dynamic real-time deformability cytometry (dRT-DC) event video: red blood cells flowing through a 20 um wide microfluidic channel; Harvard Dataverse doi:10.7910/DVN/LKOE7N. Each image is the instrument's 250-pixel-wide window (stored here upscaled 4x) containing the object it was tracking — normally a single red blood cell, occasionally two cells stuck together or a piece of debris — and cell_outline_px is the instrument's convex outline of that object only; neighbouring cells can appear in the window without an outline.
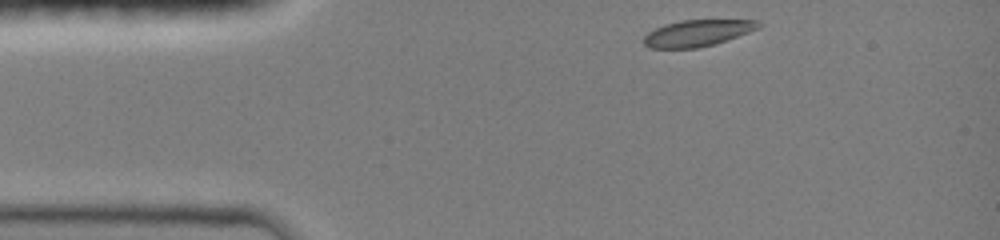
{"species": "common noctule bat (a hibernating species)", "species_latin": "Nyctalus noctula", "temperature_condition": "room temperature", "stored_images_in_passage": 51, "camera_frame_rate_fps": 3000, "um_per_image_px": 0.085, "animal": {"sex": "female", "body_mass_g": 19.0, "forearm_length_mm": 51.5}, "frame": {"image": 1, "passage_image": 1, "time_ms": 0.0, "image_size_px": [1000, 240], "cell_outline_px": [[764, 24], [760, 28], [712, 44], [696, 48], [648, 48], [644, 44], [644, 36], [648, 32], [664, 24], [680, 20], [756, 20]], "centroid_in_image_um": [59.26, 2.8], "position_along_channel_um": 25.7, "area_um2": 17.51}}
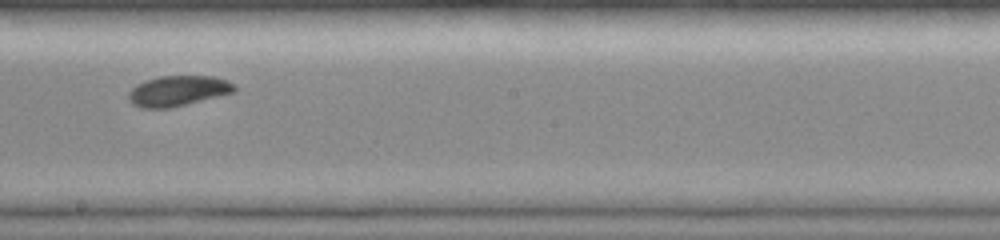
{"frame": {"image": 2, "passage_image": 21, "time_ms": 6.333, "image_size_px": [1000, 240], "cell_outline_px": [[236, 92], [168, 108], [140, 108], [132, 104], [128, 100], [128, 92], [136, 84], [144, 80], [160, 76], [216, 76], [228, 80], [236, 84]], "centroid_in_image_um": [15.13, 7.71], "position_along_channel_um": 233.1, "area_um2": 18.96}}
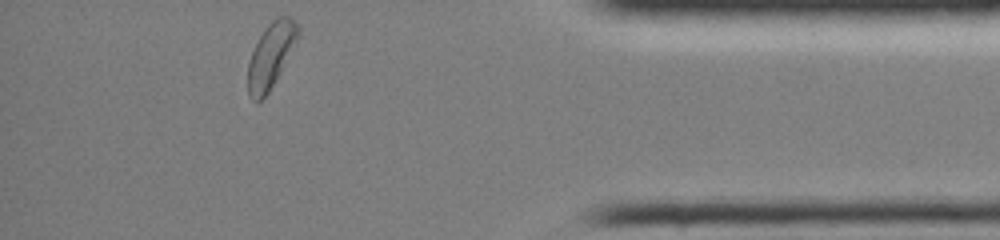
{"frame": {"image": 3, "passage_image": 51, "time_ms": 11.333, "image_size_px": [1000, 240], "cell_outline_px": [[300, 36], [280, 72], [268, 92], [260, 100], [252, 100], [248, 96], [248, 60], [260, 36], [268, 24], [276, 16], [288, 16], [300, 28]], "centroid_in_image_um": [23.03, 4.69], "position_along_channel_um": 412.2, "area_um2": 18.73}, "authors_computed_cell_mechanics": {"area_um2": 18.4382, "velocity_mm_per_s": 4.0948, "shape_relaxation_time_tau1_ms": 2.135, "shape_relaxation_time_tau2_ms": null, "deformation_change_tau1": 0.1023, "deformation_change_tau2": null}}